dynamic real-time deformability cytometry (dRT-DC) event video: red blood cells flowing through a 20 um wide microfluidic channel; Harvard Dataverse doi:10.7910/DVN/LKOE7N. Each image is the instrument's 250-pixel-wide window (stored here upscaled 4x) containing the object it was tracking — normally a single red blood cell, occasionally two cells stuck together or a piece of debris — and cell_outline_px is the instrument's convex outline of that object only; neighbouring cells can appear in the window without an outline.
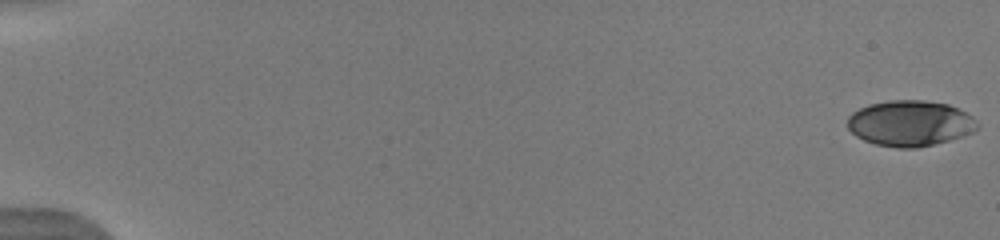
{"species": "human", "species_latin": "Homo sapiens", "temperature_condition": "warm", "stored_images_in_passage": 13, "camera_frame_rate_fps": 3000, "um_per_image_px": 0.085, "donor": {"sex": "male"}, "frame": {"image": 1, "passage_image": 1, "time_ms": 0.0, "image_size_px": [1000, 240], "cell_outline_px": [[980, 128], [972, 132], [948, 140], [916, 148], [896, 148], [876, 144], [864, 140], [856, 136], [848, 128], [848, 116], [852, 112], [868, 104], [888, 100], [924, 100], [948, 104], [972, 116], [980, 124]], "centroid_in_image_um": [77.35, 10.47], "position_along_channel_um": 7.7, "area_um2": 34.56}}